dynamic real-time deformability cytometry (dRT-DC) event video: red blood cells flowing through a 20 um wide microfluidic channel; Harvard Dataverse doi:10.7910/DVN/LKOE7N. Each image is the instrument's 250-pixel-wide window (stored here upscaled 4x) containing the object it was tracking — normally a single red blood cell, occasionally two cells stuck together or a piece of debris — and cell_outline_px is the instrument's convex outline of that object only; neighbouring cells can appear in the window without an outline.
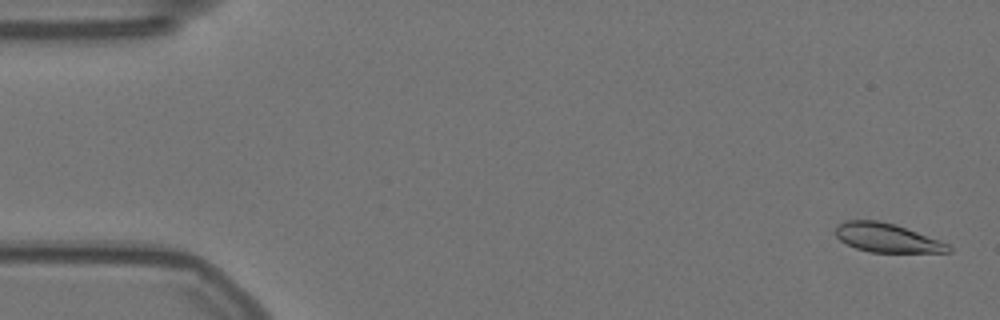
{"species": "Egyptian fruit bat (a non-hibernating species)", "species_latin": "Rousettus aegyptiacus", "temperature_condition": "warm", "stored_images_in_passage": 6, "camera_frame_rate_fps": 3000, "um_per_image_px": 0.085, "animal": {"sex": "female"}, "frame": {"image": 1, "passage_image": 2, "time_ms": 0.333, "image_size_px": [1000, 320], "cell_outline_px": [[952, 252], [868, 252], [856, 248], [840, 240], [836, 236], [836, 228], [844, 220], [876, 220], [892, 224], [940, 240], [948, 244], [952, 248]], "centroid_in_image_um": [75.39, 20.22], "position_along_channel_um": 9.6, "area_um2": 18.67}}